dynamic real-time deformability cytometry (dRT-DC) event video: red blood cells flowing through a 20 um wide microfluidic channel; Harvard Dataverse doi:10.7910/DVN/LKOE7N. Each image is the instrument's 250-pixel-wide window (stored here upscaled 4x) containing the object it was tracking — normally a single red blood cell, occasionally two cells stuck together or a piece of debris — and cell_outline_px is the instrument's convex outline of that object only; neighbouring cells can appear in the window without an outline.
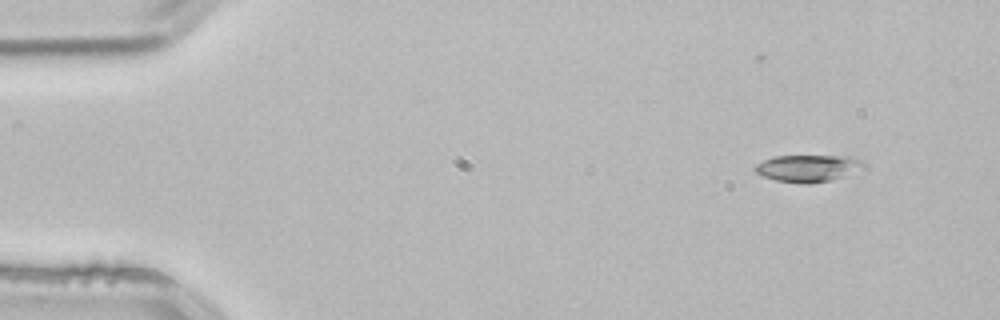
{"species": "common noctule bat (a hibernating species)", "species_latin": "Nyctalus noctula", "temperature_condition": "room temperature", "stored_images_in_passage": 3, "camera_frame_rate_fps": 3000, "um_per_image_px": 0.085, "animal": {"sex": "male", "body_mass_g": 21.5, "forearm_length_mm": 52.0}, "frame": {"image": 1, "passage_image": 2, "time_ms": 0.333, "image_size_px": [1000, 320], "cell_outline_px": [[868, 168], [832, 180], [808, 184], [804, 184], [776, 180], [764, 176], [756, 172], [756, 164], [764, 160], [776, 156], [852, 156], [860, 160]], "centroid_in_image_um": [68.76, 14.3], "position_along_channel_um": 16.2, "area_um2": 17.11}}